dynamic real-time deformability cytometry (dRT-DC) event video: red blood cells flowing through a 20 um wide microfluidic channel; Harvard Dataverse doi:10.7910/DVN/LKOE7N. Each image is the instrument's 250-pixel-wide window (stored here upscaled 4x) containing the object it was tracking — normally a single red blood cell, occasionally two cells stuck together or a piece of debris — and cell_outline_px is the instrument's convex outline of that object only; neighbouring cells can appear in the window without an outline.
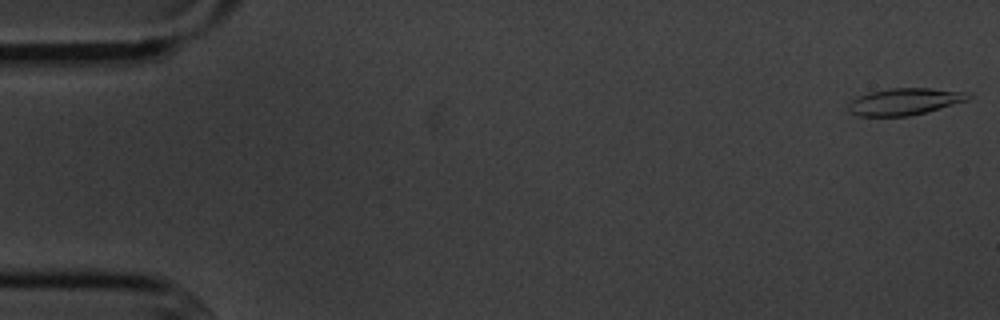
{"species": "common noctule bat (a hibernating species)", "species_latin": "Nyctalus noctula", "temperature_condition": "cold", "stored_images_in_passage": 9, "camera_frame_rate_fps": 3000, "um_per_image_px": 0.085, "animal": {"sex": "male", "body_mass_g": 20.1, "forearm_length_mm": 53.5}, "frame": {"image": 1, "passage_image": 1, "time_ms": 0.0, "image_size_px": [1000, 320], "cell_outline_px": [[972, 96], [968, 100], [924, 112], [908, 116], [860, 116], [848, 112], [848, 104], [856, 96], [868, 92], [892, 88], [932, 88], [972, 92]], "centroid_in_image_um": [76.89, 8.62], "position_along_channel_um": 8.1, "area_um2": 18.84}}
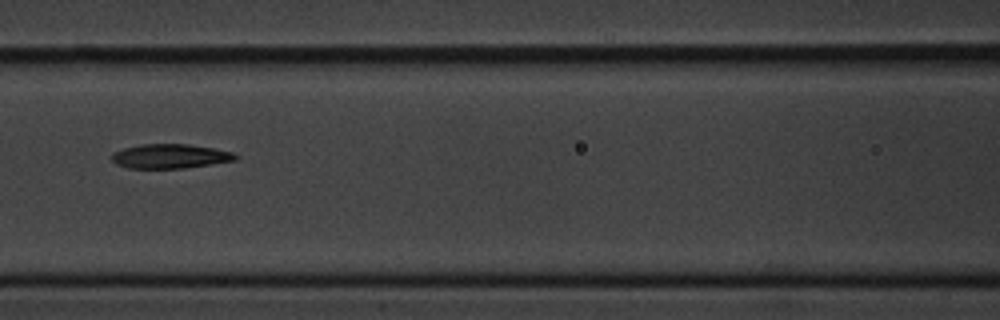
{"frame": {"image": 2, "passage_image": 7, "time_ms": 7.667, "image_size_px": [1000, 320], "cell_outline_px": [[240, 156], [236, 160], [184, 168], [128, 168], [116, 164], [112, 160], [112, 152], [124, 148], [140, 144], [188, 144], [212, 148], [232, 152]], "centroid_in_image_um": [14.45, 13.27], "position_along_channel_um": 152.2, "area_um2": 17.51}}
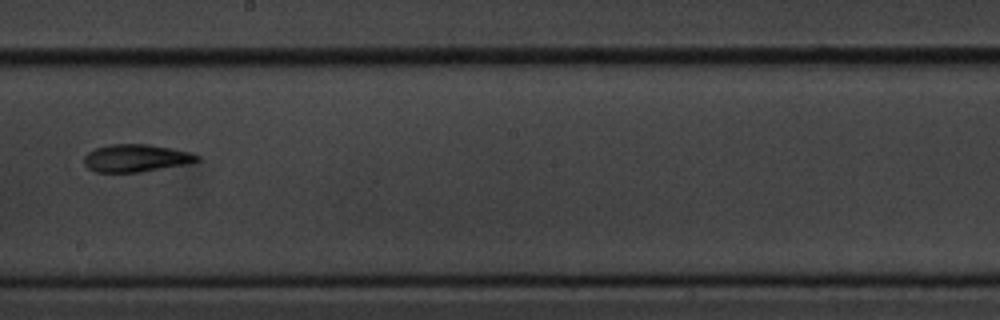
{"frame": {"image": 3, "passage_image": 9, "time_ms": 10.0, "image_size_px": [1000, 320], "cell_outline_px": [[200, 160], [188, 164], [140, 172], [96, 172], [88, 168], [84, 164], [84, 156], [88, 152], [96, 148], [112, 144], [148, 144], [172, 148], [192, 152], [200, 156]], "centroid_in_image_um": [11.59, 13.44], "position_along_channel_um": 236.6, "area_um2": 18.26}}